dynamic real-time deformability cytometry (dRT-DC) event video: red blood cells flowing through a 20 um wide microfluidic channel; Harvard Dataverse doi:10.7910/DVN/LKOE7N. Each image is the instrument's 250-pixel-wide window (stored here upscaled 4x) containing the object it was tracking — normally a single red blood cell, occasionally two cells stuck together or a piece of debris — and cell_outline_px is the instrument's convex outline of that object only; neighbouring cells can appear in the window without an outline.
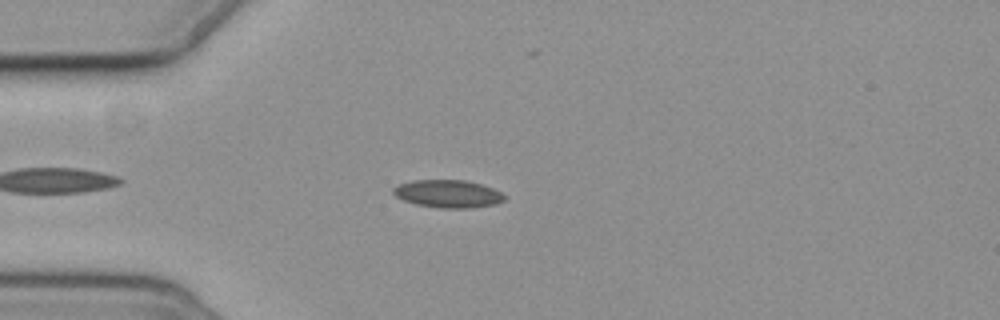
{"species": "common noctule bat (a hibernating species)", "species_latin": "Nyctalus noctula", "temperature_condition": "cold", "stored_images_in_passage": 14, "camera_frame_rate_fps": 3000, "um_per_image_px": 0.085, "animal": {"sex": "female", "body_mass_g": 19.3, "forearm_length_mm": 54.1}, "frame": {"image": 1, "passage_image": 3, "time_ms": 3.667, "image_size_px": [1000, 320], "cell_outline_px": [[508, 196], [504, 200], [496, 204], [468, 208], [440, 208], [416, 204], [404, 200], [396, 196], [392, 192], [392, 188], [396, 184], [412, 180], [468, 180], [492, 188]], "centroid_in_image_um": [38.06, 16.46], "position_along_channel_um": 46.9, "area_um2": 18.09}}
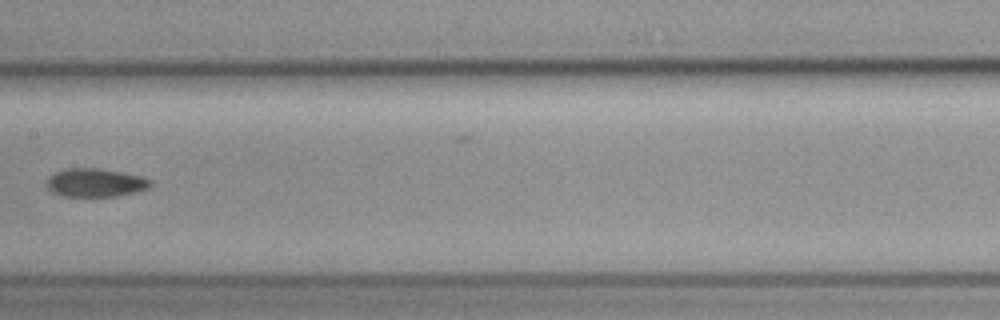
{"frame": {"image": 2, "passage_image": 7, "time_ms": 8.333, "image_size_px": [1000, 320], "cell_outline_px": [[152, 184], [148, 188], [136, 192], [116, 196], [60, 196], [52, 192], [48, 188], [48, 180], [56, 172], [72, 168], [96, 168], [120, 172], [140, 176], [152, 180]], "centroid_in_image_um": [8.14, 15.54], "position_along_channel_um": 199.3, "area_um2": 16.88}}
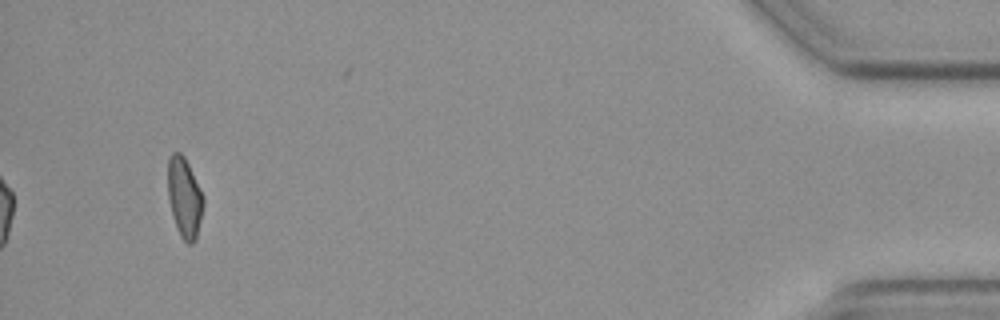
{"frame": {"image": 3, "passage_image": 13, "time_ms": 16.667, "image_size_px": [1000, 320], "cell_outline_px": [[204, 204], [196, 240], [192, 244], [188, 244], [180, 236], [176, 228], [172, 216], [168, 200], [168, 160], [172, 152], [180, 152], [184, 156], [204, 196]], "centroid_in_image_um": [15.67, 16.82], "position_along_channel_um": 419.5, "area_um2": 16.7}, "authors_computed_cell_mechanics": {"area_um2": 17.2822, "velocity_mm_per_s": 3.6338, "shape_relaxation_time_tau1_ms": 3.8298, "shape_relaxation_time_tau2_ms": null, "deformation_change_tau1": 0.0753, "deformation_change_tau2": null}}